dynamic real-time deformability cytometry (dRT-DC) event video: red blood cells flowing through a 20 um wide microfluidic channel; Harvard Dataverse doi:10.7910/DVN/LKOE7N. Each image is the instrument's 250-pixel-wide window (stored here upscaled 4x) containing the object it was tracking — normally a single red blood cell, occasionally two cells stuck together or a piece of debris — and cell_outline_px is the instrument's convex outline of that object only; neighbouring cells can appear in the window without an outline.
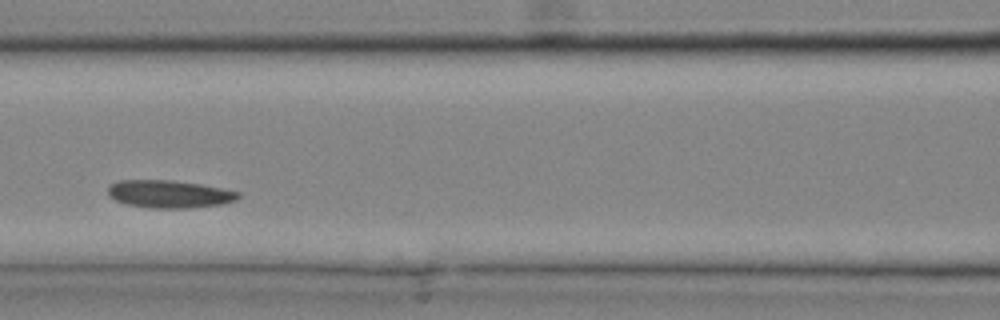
{"species": "common noctule bat (a hibernating species)", "species_latin": "Nyctalus noctula", "temperature_condition": "cold", "stored_images_in_passage": 24, "camera_frame_rate_fps": 3000, "um_per_image_px": 0.085, "animal": {"sex": "male", "body_mass_g": 20.4}, "frame": {"image": 1, "passage_image": 8, "time_ms": 2.333, "image_size_px": [1000, 320], "cell_outline_px": [[240, 196], [236, 200], [220, 204], [188, 208], [148, 208], [128, 204], [116, 200], [108, 196], [108, 184], [120, 180], [172, 180], [200, 184], [240, 192]], "centroid_in_image_um": [14.35, 16.49], "position_along_channel_um": 152.2, "area_um2": 20.98}}